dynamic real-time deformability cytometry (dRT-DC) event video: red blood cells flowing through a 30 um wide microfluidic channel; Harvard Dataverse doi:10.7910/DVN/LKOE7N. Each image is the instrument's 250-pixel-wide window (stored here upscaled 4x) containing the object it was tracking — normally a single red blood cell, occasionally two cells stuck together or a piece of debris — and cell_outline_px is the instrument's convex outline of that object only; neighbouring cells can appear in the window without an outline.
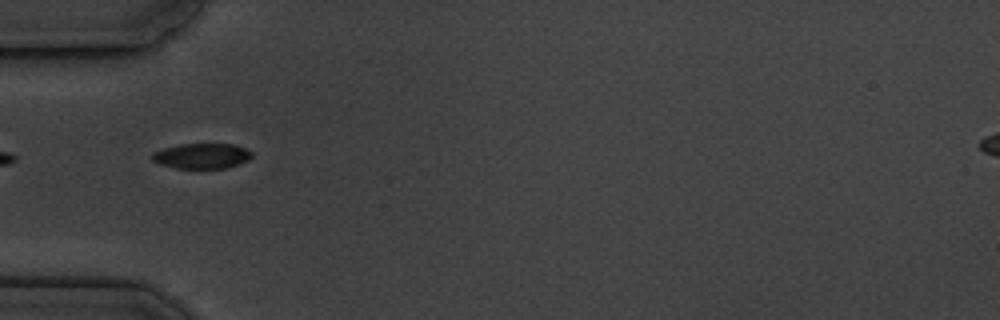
{"species": "common noctule bat (a hibernating species)", "species_latin": "Nyctalus noctula", "temperature_condition": "cold", "stored_images_in_passage": 10, "segment_of_instrument_passage": [2, 2], "camera_frame_rate_fps": 3000, "um_per_image_px": 0.085, "animal": {"sex": "male", "body_mass_g": 19.5, "forearm_length_mm": 54.6}, "frame": {"image": 1, "passage_image": 6, "time_ms": 6.0, "image_size_px": [1000, 320], "cell_outline_px": [[252, 156], [248, 160], [224, 168], [176, 168], [160, 164], [152, 160], [152, 152], [164, 148], [180, 144], [236, 144], [252, 152]], "centroid_in_image_um": [17.14, 13.24], "position_along_channel_um": 67.9, "area_um2": 14.57}}
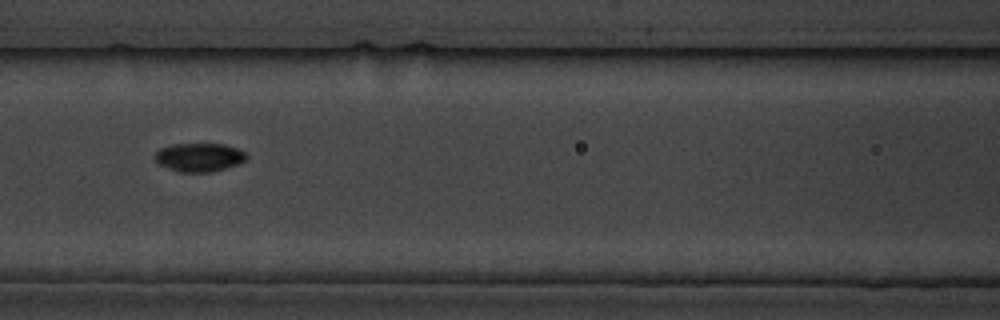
{"frame": {"image": 2, "passage_image": 8, "time_ms": 8.333, "image_size_px": [1000, 320], "cell_outline_px": [[248, 156], [240, 164], [212, 172], [180, 172], [160, 164], [156, 160], [156, 152], [160, 148], [176, 144], [224, 144], [236, 148], [244, 152]], "centroid_in_image_um": [16.97, 13.37], "position_along_channel_um": 149.6, "area_um2": 15.03}}
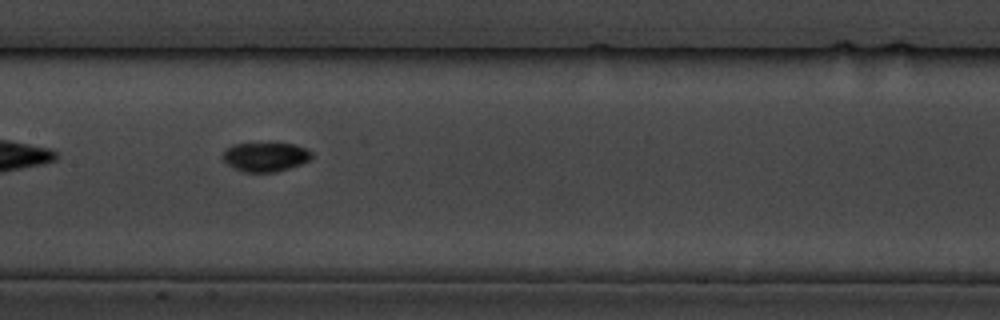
{"frame": {"image": 3, "passage_image": 9, "time_ms": 9.333, "image_size_px": [1000, 320], "cell_outline_px": [[312, 156], [308, 160], [300, 164], [276, 172], [240, 172], [228, 164], [220, 156], [228, 148], [236, 144], [296, 144], [312, 152]], "centroid_in_image_um": [22.54, 13.35], "position_along_channel_um": 184.9, "area_um2": 14.85}}